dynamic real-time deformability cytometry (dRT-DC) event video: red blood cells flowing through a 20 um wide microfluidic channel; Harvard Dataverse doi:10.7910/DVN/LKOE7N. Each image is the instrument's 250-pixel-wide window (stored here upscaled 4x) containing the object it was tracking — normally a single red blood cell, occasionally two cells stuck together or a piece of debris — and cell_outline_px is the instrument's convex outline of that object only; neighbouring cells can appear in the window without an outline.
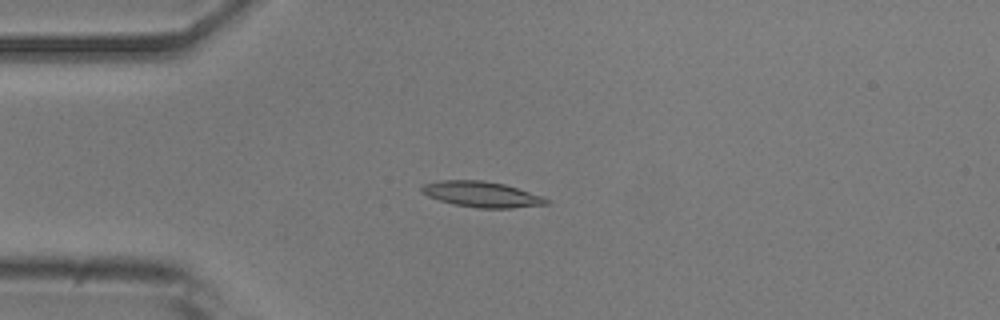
{"species": "common noctule bat (a hibernating species)", "species_latin": "Nyctalus noctula", "temperature_condition": "room temperature", "stored_images_in_passage": 48, "camera_frame_rate_fps": 3000, "um_per_image_px": 0.085, "animal": {"sex": "male", "body_mass_g": 20.5, "forearm_length_mm": 52.5}, "frame": {"image": 1, "passage_image": 9, "time_ms": 2.667, "image_size_px": [1000, 320], "cell_outline_px": [[548, 204], [512, 208], [476, 208], [452, 204], [428, 196], [420, 192], [420, 188], [424, 184], [440, 180], [484, 180], [504, 184], [540, 196], [548, 200]], "centroid_in_image_um": [40.88, 16.52], "position_along_channel_um": 44.1, "area_um2": 18.5}}
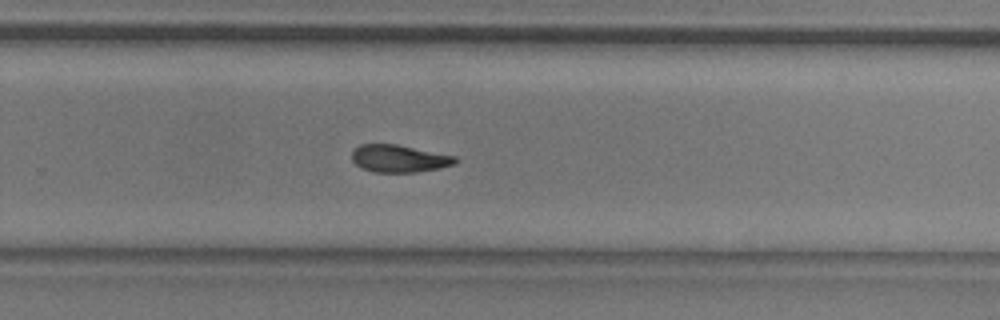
{"frame": {"image": 2, "passage_image": 30, "time_ms": 9.667, "image_size_px": [1000, 320], "cell_outline_px": [[460, 160], [456, 164], [440, 168], [416, 172], [372, 172], [356, 164], [352, 160], [352, 152], [360, 144], [396, 144], [456, 156]], "centroid_in_image_um": [33.97, 13.48], "position_along_channel_um": 295.8, "area_um2": 16.53}}
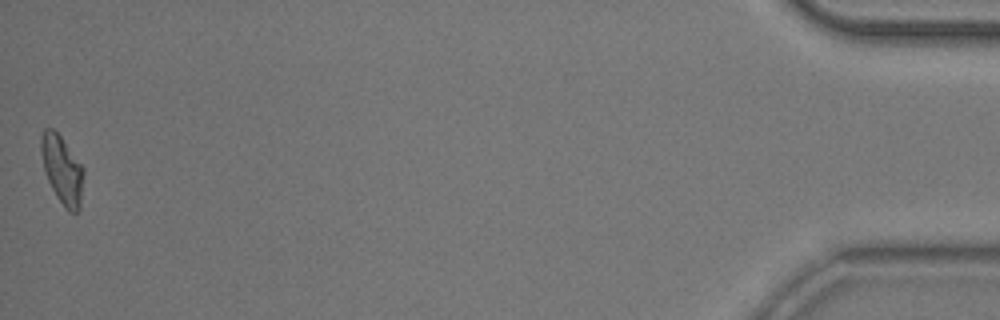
{"frame": {"image": 3, "passage_image": 48, "time_ms": 15.667, "image_size_px": [1000, 320], "cell_outline_px": [[84, 172], [80, 208], [76, 212], [68, 212], [64, 208], [56, 196], [44, 172], [40, 152], [40, 136], [44, 128], [52, 128], [60, 136], [84, 168]], "centroid_in_image_um": [5.26, 14.44], "position_along_channel_um": 429.9, "area_um2": 16.99}, "authors_computed_cell_mechanics": {"area_um2": 17.2822, "velocity_mm_per_s": 3.8562, "shape_relaxation_time_tau1_ms": 8.8319, "shape_relaxation_time_tau2_ms": 5.6264, "deformation_change_tau1": 0.2189, "deformation_change_tau2": 0.1254}}